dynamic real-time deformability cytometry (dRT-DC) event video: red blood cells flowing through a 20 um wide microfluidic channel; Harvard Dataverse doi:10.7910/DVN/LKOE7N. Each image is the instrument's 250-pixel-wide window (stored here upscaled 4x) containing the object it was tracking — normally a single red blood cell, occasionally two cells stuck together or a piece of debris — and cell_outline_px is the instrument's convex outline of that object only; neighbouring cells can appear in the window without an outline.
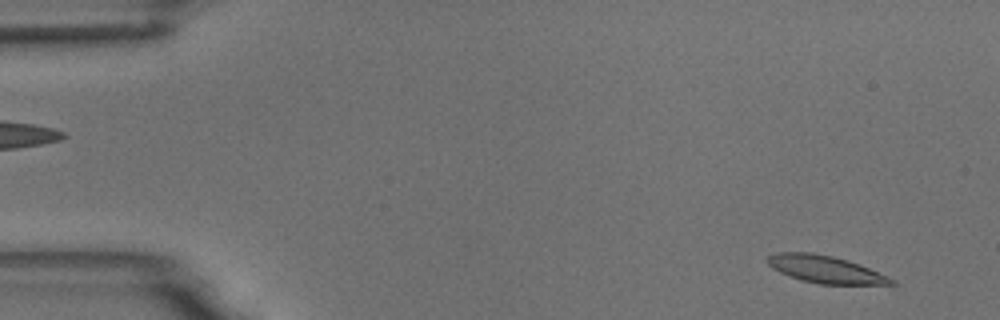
{"species": "common noctule bat (a hibernating species)", "species_latin": "Nyctalus noctula", "temperature_condition": "room temperature", "stored_images_in_passage": 4, "camera_frame_rate_fps": 3000, "um_per_image_px": 0.085, "animal": {"sex": "male", "body_mass_g": 18.8}, "frame": {"image": 1, "passage_image": 1, "time_ms": 0.0, "image_size_px": [1000, 320], "cell_outline_px": [[896, 284], [820, 284], [788, 276], [772, 268], [764, 260], [768, 256], [776, 252], [812, 252], [832, 256], [848, 260], [860, 264], [888, 276], [896, 280]], "centroid_in_image_um": [70.13, 22.88], "position_along_channel_um": 14.9, "area_um2": 19.77}}
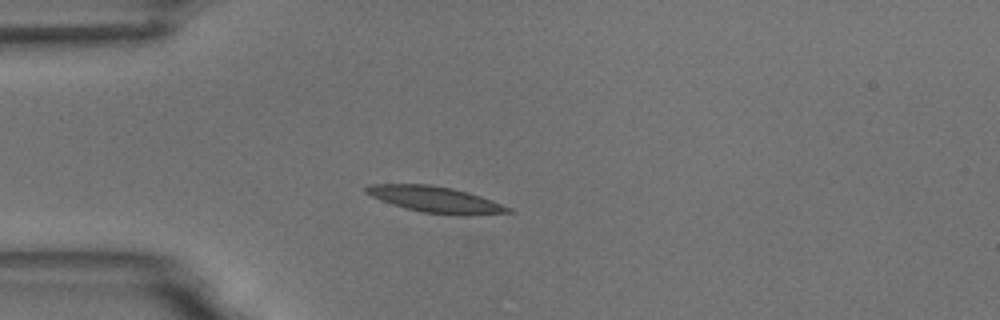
{"frame": {"image": 2, "passage_image": 4, "time_ms": 3.667, "image_size_px": [1000, 320], "cell_outline_px": [[516, 212], [468, 216], [460, 216], [424, 212], [404, 208], [380, 200], [364, 192], [364, 188], [368, 184], [428, 184], [452, 188], [468, 192], [492, 200], [512, 208]], "centroid_in_image_um": [37.05, 16.97], "position_along_channel_um": 47.9, "area_um2": 21.85}}